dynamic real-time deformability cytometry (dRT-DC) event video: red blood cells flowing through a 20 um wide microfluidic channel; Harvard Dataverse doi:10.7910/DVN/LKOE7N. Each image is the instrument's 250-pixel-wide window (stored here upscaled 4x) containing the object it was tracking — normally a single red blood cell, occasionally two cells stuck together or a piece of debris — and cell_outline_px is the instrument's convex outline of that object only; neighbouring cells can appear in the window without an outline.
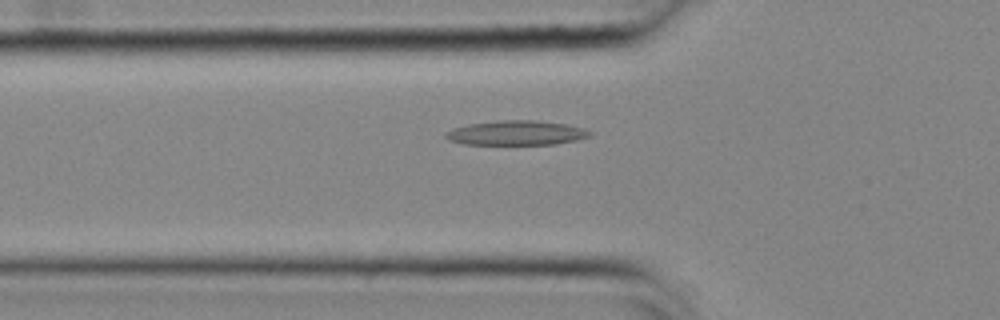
{"species": "common noctule bat (a hibernating species)", "species_latin": "Nyctalus noctula", "temperature_condition": "cold", "stored_images_in_passage": 39, "camera_frame_rate_fps": 3000, "um_per_image_px": 0.085, "animal": {"sex": "female", "body_mass_g": 25.1}, "frame": {"image": 1, "passage_image": 9, "time_ms": 2.667, "image_size_px": [1000, 320], "cell_outline_px": [[592, 136], [576, 140], [556, 144], [464, 144], [448, 140], [444, 136], [444, 132], [452, 128], [468, 124], [496, 120], [536, 120], [564, 124], [584, 128], [592, 132]], "centroid_in_image_um": [43.86, 11.29], "position_along_channel_um": 81.9, "area_um2": 20.75}}
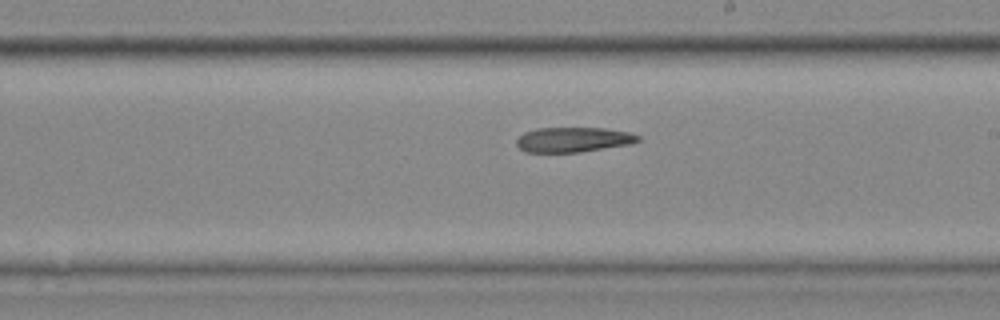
{"frame": {"image": 2, "passage_image": 22, "time_ms": 7.0, "image_size_px": [1000, 320], "cell_outline_px": [[640, 140], [632, 144], [580, 152], [524, 152], [516, 144], [516, 140], [524, 132], [536, 128], [604, 128], [628, 132], [640, 136]], "centroid_in_image_um": [48.73, 11.87], "position_along_channel_um": 240.3, "area_um2": 17.69}}
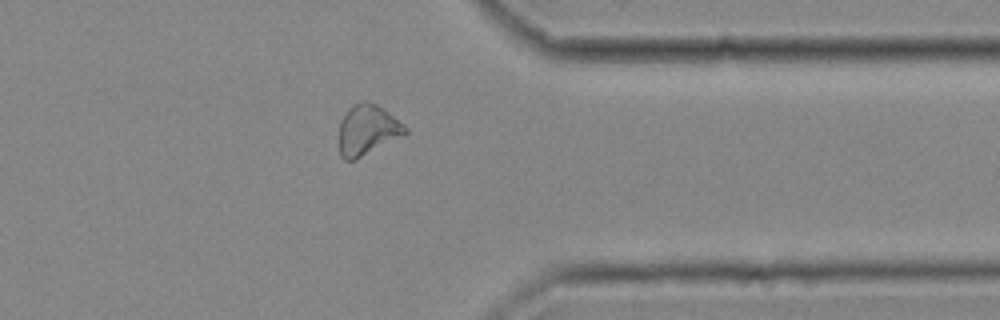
{"frame": {"image": 3, "passage_image": 34, "time_ms": 11.0, "image_size_px": [1000, 320], "cell_outline_px": [[408, 132], [404, 136], [356, 160], [344, 160], [340, 156], [340, 120], [348, 108], [352, 104], [364, 100], [376, 104], [404, 124], [408, 128]], "centroid_in_image_um": [31.24, 11.06], "position_along_channel_um": 380.2, "area_um2": 19.59}}